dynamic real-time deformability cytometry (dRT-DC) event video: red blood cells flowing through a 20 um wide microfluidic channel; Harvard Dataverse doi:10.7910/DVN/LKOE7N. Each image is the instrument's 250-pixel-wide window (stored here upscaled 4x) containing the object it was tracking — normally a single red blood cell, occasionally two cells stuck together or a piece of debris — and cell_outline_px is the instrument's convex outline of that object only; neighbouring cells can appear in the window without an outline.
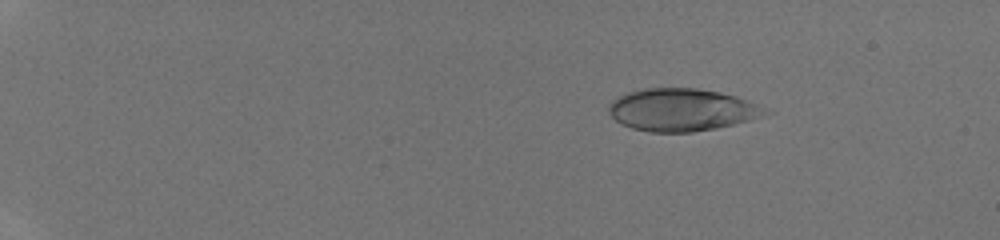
{"species": "human", "species_latin": "Homo sapiens", "temperature_condition": "room temperature", "stored_images_in_passage": 49, "camera_frame_rate_fps": 3000, "um_per_image_px": 0.085, "donor": {"sex": "male"}, "frame": {"image": 1, "passage_image": 10, "time_ms": 3.0, "image_size_px": [1000, 240], "cell_outline_px": [[776, 112], [764, 116], [716, 128], [692, 132], [648, 132], [632, 128], [620, 124], [608, 112], [608, 108], [612, 100], [628, 92], [644, 88], [696, 88], [720, 92], [736, 96]], "centroid_in_image_um": [57.96, 9.33], "position_along_channel_um": 27.0, "area_um2": 38.78}}
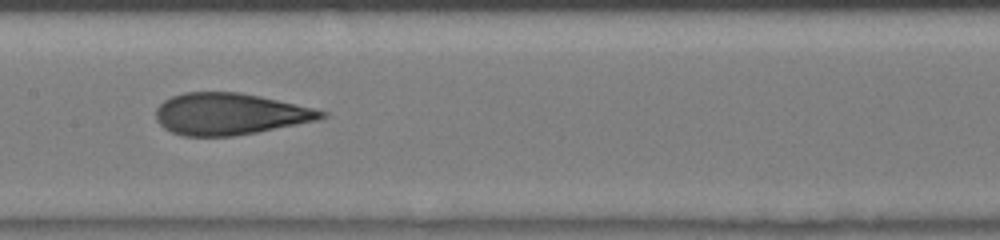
{"frame": {"image": 2, "passage_image": 29, "time_ms": 9.333, "image_size_px": [1000, 240], "cell_outline_px": [[328, 116], [320, 120], [256, 132], [232, 136], [184, 136], [172, 132], [164, 128], [156, 120], [156, 108], [164, 100], [172, 96], [184, 92], [240, 92], [260, 96], [296, 104], [328, 112]], "centroid_in_image_um": [19.53, 9.68], "position_along_channel_um": 187.9, "area_um2": 40.17}}
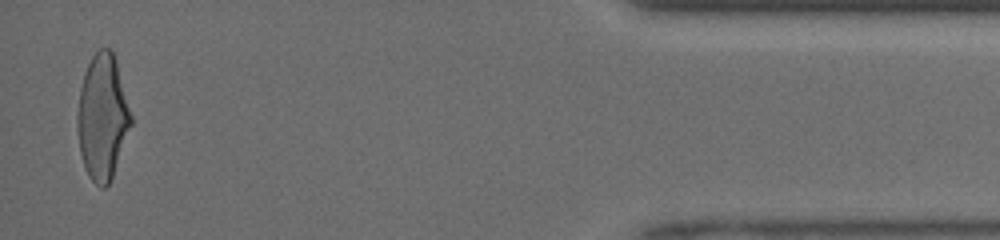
{"frame": {"image": 3, "passage_image": 48, "time_ms": 15.667, "image_size_px": [1000, 240], "cell_outline_px": [[132, 124], [112, 176], [108, 184], [104, 188], [100, 188], [88, 176], [84, 168], [80, 152], [76, 124], [76, 112], [80, 88], [84, 72], [92, 56], [100, 48], [108, 48], [112, 52], [116, 60], [132, 116]], "centroid_in_image_um": [8.69, 9.96], "position_along_channel_um": 426.5, "area_um2": 39.13}}